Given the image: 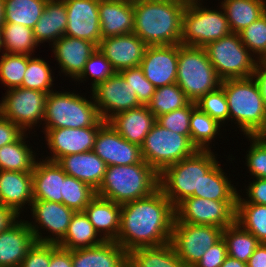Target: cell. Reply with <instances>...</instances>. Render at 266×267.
<instances>
[{
  "label": "cell",
  "instance_id": "1",
  "mask_svg": "<svg viewBox=\"0 0 266 267\" xmlns=\"http://www.w3.org/2000/svg\"><path fill=\"white\" fill-rule=\"evenodd\" d=\"M175 207L158 188L150 196L121 204L119 235L115 240L127 253L140 247L170 242Z\"/></svg>",
  "mask_w": 266,
  "mask_h": 267
},
{
  "label": "cell",
  "instance_id": "2",
  "mask_svg": "<svg viewBox=\"0 0 266 267\" xmlns=\"http://www.w3.org/2000/svg\"><path fill=\"white\" fill-rule=\"evenodd\" d=\"M188 0H133L134 31L147 46L180 44Z\"/></svg>",
  "mask_w": 266,
  "mask_h": 267
},
{
  "label": "cell",
  "instance_id": "3",
  "mask_svg": "<svg viewBox=\"0 0 266 267\" xmlns=\"http://www.w3.org/2000/svg\"><path fill=\"white\" fill-rule=\"evenodd\" d=\"M159 188V174L145 161L106 168L96 195L124 204L150 196Z\"/></svg>",
  "mask_w": 266,
  "mask_h": 267
},
{
  "label": "cell",
  "instance_id": "4",
  "mask_svg": "<svg viewBox=\"0 0 266 267\" xmlns=\"http://www.w3.org/2000/svg\"><path fill=\"white\" fill-rule=\"evenodd\" d=\"M221 87L228 103L229 120L235 121L245 136H257L265 125L266 110L256 78L226 79Z\"/></svg>",
  "mask_w": 266,
  "mask_h": 267
},
{
  "label": "cell",
  "instance_id": "5",
  "mask_svg": "<svg viewBox=\"0 0 266 267\" xmlns=\"http://www.w3.org/2000/svg\"><path fill=\"white\" fill-rule=\"evenodd\" d=\"M216 158L211 149L197 150L159 174V188L174 207L187 197L200 198L201 179L218 162Z\"/></svg>",
  "mask_w": 266,
  "mask_h": 267
},
{
  "label": "cell",
  "instance_id": "6",
  "mask_svg": "<svg viewBox=\"0 0 266 267\" xmlns=\"http://www.w3.org/2000/svg\"><path fill=\"white\" fill-rule=\"evenodd\" d=\"M71 92L48 93L44 109V129L102 127L103 121L94 103Z\"/></svg>",
  "mask_w": 266,
  "mask_h": 267
},
{
  "label": "cell",
  "instance_id": "7",
  "mask_svg": "<svg viewBox=\"0 0 266 267\" xmlns=\"http://www.w3.org/2000/svg\"><path fill=\"white\" fill-rule=\"evenodd\" d=\"M222 80L217 75L204 47L178 44L176 84L190 102L218 89Z\"/></svg>",
  "mask_w": 266,
  "mask_h": 267
},
{
  "label": "cell",
  "instance_id": "8",
  "mask_svg": "<svg viewBox=\"0 0 266 267\" xmlns=\"http://www.w3.org/2000/svg\"><path fill=\"white\" fill-rule=\"evenodd\" d=\"M200 1L203 0H188L186 4L182 18L181 45L205 47L231 33L223 8L219 6V11L207 9Z\"/></svg>",
  "mask_w": 266,
  "mask_h": 267
},
{
  "label": "cell",
  "instance_id": "9",
  "mask_svg": "<svg viewBox=\"0 0 266 267\" xmlns=\"http://www.w3.org/2000/svg\"><path fill=\"white\" fill-rule=\"evenodd\" d=\"M204 49L222 81L254 76L259 61L242 43L239 34L231 32L208 43Z\"/></svg>",
  "mask_w": 266,
  "mask_h": 267
},
{
  "label": "cell",
  "instance_id": "10",
  "mask_svg": "<svg viewBox=\"0 0 266 267\" xmlns=\"http://www.w3.org/2000/svg\"><path fill=\"white\" fill-rule=\"evenodd\" d=\"M197 150L188 136L172 132L157 122L141 145L143 160L158 174L166 167L193 155Z\"/></svg>",
  "mask_w": 266,
  "mask_h": 267
},
{
  "label": "cell",
  "instance_id": "11",
  "mask_svg": "<svg viewBox=\"0 0 266 267\" xmlns=\"http://www.w3.org/2000/svg\"><path fill=\"white\" fill-rule=\"evenodd\" d=\"M0 100V115L18 125L24 132L44 122L47 95L38 90L18 87L6 90Z\"/></svg>",
  "mask_w": 266,
  "mask_h": 267
},
{
  "label": "cell",
  "instance_id": "12",
  "mask_svg": "<svg viewBox=\"0 0 266 267\" xmlns=\"http://www.w3.org/2000/svg\"><path fill=\"white\" fill-rule=\"evenodd\" d=\"M222 228L213 225L173 222L170 243L187 267H193L205 251L222 238Z\"/></svg>",
  "mask_w": 266,
  "mask_h": 267
},
{
  "label": "cell",
  "instance_id": "13",
  "mask_svg": "<svg viewBox=\"0 0 266 267\" xmlns=\"http://www.w3.org/2000/svg\"><path fill=\"white\" fill-rule=\"evenodd\" d=\"M236 201L187 197L175 207L174 222L213 225L225 229L235 222Z\"/></svg>",
  "mask_w": 266,
  "mask_h": 267
},
{
  "label": "cell",
  "instance_id": "14",
  "mask_svg": "<svg viewBox=\"0 0 266 267\" xmlns=\"http://www.w3.org/2000/svg\"><path fill=\"white\" fill-rule=\"evenodd\" d=\"M30 210L34 222L27 221V223L34 234L36 242L54 244H58L64 238L71 218L75 213L73 209L68 208L63 203L45 200H33ZM40 229H43V231L46 229L50 236L46 235L44 237Z\"/></svg>",
  "mask_w": 266,
  "mask_h": 267
},
{
  "label": "cell",
  "instance_id": "15",
  "mask_svg": "<svg viewBox=\"0 0 266 267\" xmlns=\"http://www.w3.org/2000/svg\"><path fill=\"white\" fill-rule=\"evenodd\" d=\"M92 90V97L103 121H108L119 112L140 107L136 92L130 83L116 73L106 81L98 83Z\"/></svg>",
  "mask_w": 266,
  "mask_h": 267
},
{
  "label": "cell",
  "instance_id": "16",
  "mask_svg": "<svg viewBox=\"0 0 266 267\" xmlns=\"http://www.w3.org/2000/svg\"><path fill=\"white\" fill-rule=\"evenodd\" d=\"M94 153L108 166H126L143 162L141 146L123 138L108 122L95 138Z\"/></svg>",
  "mask_w": 266,
  "mask_h": 267
},
{
  "label": "cell",
  "instance_id": "17",
  "mask_svg": "<svg viewBox=\"0 0 266 267\" xmlns=\"http://www.w3.org/2000/svg\"><path fill=\"white\" fill-rule=\"evenodd\" d=\"M101 127L43 129L45 141L51 156L46 160L56 162L71 154L84 153L94 149L95 138Z\"/></svg>",
  "mask_w": 266,
  "mask_h": 267
},
{
  "label": "cell",
  "instance_id": "18",
  "mask_svg": "<svg viewBox=\"0 0 266 267\" xmlns=\"http://www.w3.org/2000/svg\"><path fill=\"white\" fill-rule=\"evenodd\" d=\"M67 9L65 36L85 39L97 46L102 39L99 0H63Z\"/></svg>",
  "mask_w": 266,
  "mask_h": 267
},
{
  "label": "cell",
  "instance_id": "19",
  "mask_svg": "<svg viewBox=\"0 0 266 267\" xmlns=\"http://www.w3.org/2000/svg\"><path fill=\"white\" fill-rule=\"evenodd\" d=\"M178 44L147 46L140 67L156 87L176 83Z\"/></svg>",
  "mask_w": 266,
  "mask_h": 267
},
{
  "label": "cell",
  "instance_id": "20",
  "mask_svg": "<svg viewBox=\"0 0 266 267\" xmlns=\"http://www.w3.org/2000/svg\"><path fill=\"white\" fill-rule=\"evenodd\" d=\"M97 48L119 73L122 70L140 66L147 45L139 36L130 33L103 38Z\"/></svg>",
  "mask_w": 266,
  "mask_h": 267
},
{
  "label": "cell",
  "instance_id": "21",
  "mask_svg": "<svg viewBox=\"0 0 266 267\" xmlns=\"http://www.w3.org/2000/svg\"><path fill=\"white\" fill-rule=\"evenodd\" d=\"M51 48L57 65L61 67V73L75 80L97 49V45L85 39L62 36L51 45Z\"/></svg>",
  "mask_w": 266,
  "mask_h": 267
},
{
  "label": "cell",
  "instance_id": "22",
  "mask_svg": "<svg viewBox=\"0 0 266 267\" xmlns=\"http://www.w3.org/2000/svg\"><path fill=\"white\" fill-rule=\"evenodd\" d=\"M35 242L25 219L0 232V267H19Z\"/></svg>",
  "mask_w": 266,
  "mask_h": 267
},
{
  "label": "cell",
  "instance_id": "23",
  "mask_svg": "<svg viewBox=\"0 0 266 267\" xmlns=\"http://www.w3.org/2000/svg\"><path fill=\"white\" fill-rule=\"evenodd\" d=\"M102 39L133 33V0H99Z\"/></svg>",
  "mask_w": 266,
  "mask_h": 267
},
{
  "label": "cell",
  "instance_id": "24",
  "mask_svg": "<svg viewBox=\"0 0 266 267\" xmlns=\"http://www.w3.org/2000/svg\"><path fill=\"white\" fill-rule=\"evenodd\" d=\"M32 202V173L0 171V204L13 209L20 216L25 205L28 203L31 207Z\"/></svg>",
  "mask_w": 266,
  "mask_h": 267
},
{
  "label": "cell",
  "instance_id": "25",
  "mask_svg": "<svg viewBox=\"0 0 266 267\" xmlns=\"http://www.w3.org/2000/svg\"><path fill=\"white\" fill-rule=\"evenodd\" d=\"M38 159L32 172L33 200L62 203L63 181L67 174L56 162Z\"/></svg>",
  "mask_w": 266,
  "mask_h": 267
},
{
  "label": "cell",
  "instance_id": "26",
  "mask_svg": "<svg viewBox=\"0 0 266 267\" xmlns=\"http://www.w3.org/2000/svg\"><path fill=\"white\" fill-rule=\"evenodd\" d=\"M107 122L127 141L141 146L156 122V117L147 105H141L119 112Z\"/></svg>",
  "mask_w": 266,
  "mask_h": 267
},
{
  "label": "cell",
  "instance_id": "27",
  "mask_svg": "<svg viewBox=\"0 0 266 267\" xmlns=\"http://www.w3.org/2000/svg\"><path fill=\"white\" fill-rule=\"evenodd\" d=\"M56 163L67 175L90 185L94 190L99 188L107 168L93 150L61 157Z\"/></svg>",
  "mask_w": 266,
  "mask_h": 267
},
{
  "label": "cell",
  "instance_id": "28",
  "mask_svg": "<svg viewBox=\"0 0 266 267\" xmlns=\"http://www.w3.org/2000/svg\"><path fill=\"white\" fill-rule=\"evenodd\" d=\"M128 253L116 241L72 250L73 267H125Z\"/></svg>",
  "mask_w": 266,
  "mask_h": 267
},
{
  "label": "cell",
  "instance_id": "29",
  "mask_svg": "<svg viewBox=\"0 0 266 267\" xmlns=\"http://www.w3.org/2000/svg\"><path fill=\"white\" fill-rule=\"evenodd\" d=\"M89 221L105 241L119 235L121 204L96 195L84 209Z\"/></svg>",
  "mask_w": 266,
  "mask_h": 267
},
{
  "label": "cell",
  "instance_id": "30",
  "mask_svg": "<svg viewBox=\"0 0 266 267\" xmlns=\"http://www.w3.org/2000/svg\"><path fill=\"white\" fill-rule=\"evenodd\" d=\"M67 18L63 0H48L42 16L33 28L36 42L38 44L51 42L49 45H52L60 37L65 36Z\"/></svg>",
  "mask_w": 266,
  "mask_h": 267
},
{
  "label": "cell",
  "instance_id": "31",
  "mask_svg": "<svg viewBox=\"0 0 266 267\" xmlns=\"http://www.w3.org/2000/svg\"><path fill=\"white\" fill-rule=\"evenodd\" d=\"M104 241L85 212L78 211L72 216L66 235L57 245L68 250H76L95 247Z\"/></svg>",
  "mask_w": 266,
  "mask_h": 267
},
{
  "label": "cell",
  "instance_id": "32",
  "mask_svg": "<svg viewBox=\"0 0 266 267\" xmlns=\"http://www.w3.org/2000/svg\"><path fill=\"white\" fill-rule=\"evenodd\" d=\"M231 32L239 33L266 12V0H223Z\"/></svg>",
  "mask_w": 266,
  "mask_h": 267
},
{
  "label": "cell",
  "instance_id": "33",
  "mask_svg": "<svg viewBox=\"0 0 266 267\" xmlns=\"http://www.w3.org/2000/svg\"><path fill=\"white\" fill-rule=\"evenodd\" d=\"M130 267H187L169 242L157 247H140L128 253Z\"/></svg>",
  "mask_w": 266,
  "mask_h": 267
},
{
  "label": "cell",
  "instance_id": "34",
  "mask_svg": "<svg viewBox=\"0 0 266 267\" xmlns=\"http://www.w3.org/2000/svg\"><path fill=\"white\" fill-rule=\"evenodd\" d=\"M26 134L0 148V171L33 172L37 159L35 151L26 144Z\"/></svg>",
  "mask_w": 266,
  "mask_h": 267
},
{
  "label": "cell",
  "instance_id": "35",
  "mask_svg": "<svg viewBox=\"0 0 266 267\" xmlns=\"http://www.w3.org/2000/svg\"><path fill=\"white\" fill-rule=\"evenodd\" d=\"M218 162L211 170L202 177L200 184V198L215 201H236L238 192L236 187L231 184L227 173Z\"/></svg>",
  "mask_w": 266,
  "mask_h": 267
},
{
  "label": "cell",
  "instance_id": "36",
  "mask_svg": "<svg viewBox=\"0 0 266 267\" xmlns=\"http://www.w3.org/2000/svg\"><path fill=\"white\" fill-rule=\"evenodd\" d=\"M222 237L226 242L227 255L245 263L261 243L237 222L223 229Z\"/></svg>",
  "mask_w": 266,
  "mask_h": 267
},
{
  "label": "cell",
  "instance_id": "37",
  "mask_svg": "<svg viewBox=\"0 0 266 267\" xmlns=\"http://www.w3.org/2000/svg\"><path fill=\"white\" fill-rule=\"evenodd\" d=\"M48 0H4V23L34 28Z\"/></svg>",
  "mask_w": 266,
  "mask_h": 267
},
{
  "label": "cell",
  "instance_id": "38",
  "mask_svg": "<svg viewBox=\"0 0 266 267\" xmlns=\"http://www.w3.org/2000/svg\"><path fill=\"white\" fill-rule=\"evenodd\" d=\"M3 51L9 54L32 55L39 44L33 29L16 23H4L2 26Z\"/></svg>",
  "mask_w": 266,
  "mask_h": 267
},
{
  "label": "cell",
  "instance_id": "39",
  "mask_svg": "<svg viewBox=\"0 0 266 267\" xmlns=\"http://www.w3.org/2000/svg\"><path fill=\"white\" fill-rule=\"evenodd\" d=\"M221 125L196 107L190 116V139L198 150L211 149L212 139L220 135ZM218 134V135H217ZM210 146V147H209Z\"/></svg>",
  "mask_w": 266,
  "mask_h": 267
},
{
  "label": "cell",
  "instance_id": "40",
  "mask_svg": "<svg viewBox=\"0 0 266 267\" xmlns=\"http://www.w3.org/2000/svg\"><path fill=\"white\" fill-rule=\"evenodd\" d=\"M235 222L252 233L261 243H266V206L236 203Z\"/></svg>",
  "mask_w": 266,
  "mask_h": 267
},
{
  "label": "cell",
  "instance_id": "41",
  "mask_svg": "<svg viewBox=\"0 0 266 267\" xmlns=\"http://www.w3.org/2000/svg\"><path fill=\"white\" fill-rule=\"evenodd\" d=\"M189 103L190 101L187 99L185 93L176 83H174L156 88L147 107L155 117H158L173 110L185 107Z\"/></svg>",
  "mask_w": 266,
  "mask_h": 267
},
{
  "label": "cell",
  "instance_id": "42",
  "mask_svg": "<svg viewBox=\"0 0 266 267\" xmlns=\"http://www.w3.org/2000/svg\"><path fill=\"white\" fill-rule=\"evenodd\" d=\"M52 75V70L45 60L27 55V69L21 87L48 94L54 90Z\"/></svg>",
  "mask_w": 266,
  "mask_h": 267
},
{
  "label": "cell",
  "instance_id": "43",
  "mask_svg": "<svg viewBox=\"0 0 266 267\" xmlns=\"http://www.w3.org/2000/svg\"><path fill=\"white\" fill-rule=\"evenodd\" d=\"M96 196V190L90 185L66 175L63 181L62 203L75 212L84 211L85 207Z\"/></svg>",
  "mask_w": 266,
  "mask_h": 267
},
{
  "label": "cell",
  "instance_id": "44",
  "mask_svg": "<svg viewBox=\"0 0 266 267\" xmlns=\"http://www.w3.org/2000/svg\"><path fill=\"white\" fill-rule=\"evenodd\" d=\"M0 57V81L5 90L21 87L27 69V55L3 52Z\"/></svg>",
  "mask_w": 266,
  "mask_h": 267
},
{
  "label": "cell",
  "instance_id": "45",
  "mask_svg": "<svg viewBox=\"0 0 266 267\" xmlns=\"http://www.w3.org/2000/svg\"><path fill=\"white\" fill-rule=\"evenodd\" d=\"M238 34L242 43L256 55L258 61L266 59V12Z\"/></svg>",
  "mask_w": 266,
  "mask_h": 267
},
{
  "label": "cell",
  "instance_id": "46",
  "mask_svg": "<svg viewBox=\"0 0 266 267\" xmlns=\"http://www.w3.org/2000/svg\"><path fill=\"white\" fill-rule=\"evenodd\" d=\"M117 72L113 68L111 62L105 55L97 48L95 52L89 57L85 63L84 69L75 81H86L89 76L93 77L91 80L92 87L94 88L98 83L106 81L108 78L115 75Z\"/></svg>",
  "mask_w": 266,
  "mask_h": 267
},
{
  "label": "cell",
  "instance_id": "47",
  "mask_svg": "<svg viewBox=\"0 0 266 267\" xmlns=\"http://www.w3.org/2000/svg\"><path fill=\"white\" fill-rule=\"evenodd\" d=\"M196 105L202 112L207 113L222 126L226 121H229L228 103L221 86L202 96L196 102Z\"/></svg>",
  "mask_w": 266,
  "mask_h": 267
},
{
  "label": "cell",
  "instance_id": "48",
  "mask_svg": "<svg viewBox=\"0 0 266 267\" xmlns=\"http://www.w3.org/2000/svg\"><path fill=\"white\" fill-rule=\"evenodd\" d=\"M196 107V103L190 102L185 107L156 117V122L172 132L186 135L190 138V116Z\"/></svg>",
  "mask_w": 266,
  "mask_h": 267
},
{
  "label": "cell",
  "instance_id": "49",
  "mask_svg": "<svg viewBox=\"0 0 266 267\" xmlns=\"http://www.w3.org/2000/svg\"><path fill=\"white\" fill-rule=\"evenodd\" d=\"M119 74L130 83L141 105H147L151 101L156 87L145 77L140 66L122 70Z\"/></svg>",
  "mask_w": 266,
  "mask_h": 267
},
{
  "label": "cell",
  "instance_id": "50",
  "mask_svg": "<svg viewBox=\"0 0 266 267\" xmlns=\"http://www.w3.org/2000/svg\"><path fill=\"white\" fill-rule=\"evenodd\" d=\"M250 142V149L245 158L251 176L266 179V142L258 136H245Z\"/></svg>",
  "mask_w": 266,
  "mask_h": 267
},
{
  "label": "cell",
  "instance_id": "51",
  "mask_svg": "<svg viewBox=\"0 0 266 267\" xmlns=\"http://www.w3.org/2000/svg\"><path fill=\"white\" fill-rule=\"evenodd\" d=\"M50 257L51 243L35 242L19 267H49Z\"/></svg>",
  "mask_w": 266,
  "mask_h": 267
},
{
  "label": "cell",
  "instance_id": "52",
  "mask_svg": "<svg viewBox=\"0 0 266 267\" xmlns=\"http://www.w3.org/2000/svg\"><path fill=\"white\" fill-rule=\"evenodd\" d=\"M227 256L226 242L222 237L205 251L193 267H220Z\"/></svg>",
  "mask_w": 266,
  "mask_h": 267
},
{
  "label": "cell",
  "instance_id": "53",
  "mask_svg": "<svg viewBox=\"0 0 266 267\" xmlns=\"http://www.w3.org/2000/svg\"><path fill=\"white\" fill-rule=\"evenodd\" d=\"M248 188V189H247ZM246 188V198L238 193L236 203H251L266 206V179L255 178Z\"/></svg>",
  "mask_w": 266,
  "mask_h": 267
},
{
  "label": "cell",
  "instance_id": "54",
  "mask_svg": "<svg viewBox=\"0 0 266 267\" xmlns=\"http://www.w3.org/2000/svg\"><path fill=\"white\" fill-rule=\"evenodd\" d=\"M23 133L18 125L0 115V148L16 141Z\"/></svg>",
  "mask_w": 266,
  "mask_h": 267
},
{
  "label": "cell",
  "instance_id": "55",
  "mask_svg": "<svg viewBox=\"0 0 266 267\" xmlns=\"http://www.w3.org/2000/svg\"><path fill=\"white\" fill-rule=\"evenodd\" d=\"M49 267H73L72 250H68L51 243V257Z\"/></svg>",
  "mask_w": 266,
  "mask_h": 267
},
{
  "label": "cell",
  "instance_id": "56",
  "mask_svg": "<svg viewBox=\"0 0 266 267\" xmlns=\"http://www.w3.org/2000/svg\"><path fill=\"white\" fill-rule=\"evenodd\" d=\"M19 217L20 216L13 209L0 204V232L9 229L20 219Z\"/></svg>",
  "mask_w": 266,
  "mask_h": 267
},
{
  "label": "cell",
  "instance_id": "57",
  "mask_svg": "<svg viewBox=\"0 0 266 267\" xmlns=\"http://www.w3.org/2000/svg\"><path fill=\"white\" fill-rule=\"evenodd\" d=\"M247 267H266V243H260L250 256Z\"/></svg>",
  "mask_w": 266,
  "mask_h": 267
},
{
  "label": "cell",
  "instance_id": "58",
  "mask_svg": "<svg viewBox=\"0 0 266 267\" xmlns=\"http://www.w3.org/2000/svg\"><path fill=\"white\" fill-rule=\"evenodd\" d=\"M254 77L259 83L261 92L263 94L264 106L266 110V64L263 61H259L256 65Z\"/></svg>",
  "mask_w": 266,
  "mask_h": 267
},
{
  "label": "cell",
  "instance_id": "59",
  "mask_svg": "<svg viewBox=\"0 0 266 267\" xmlns=\"http://www.w3.org/2000/svg\"><path fill=\"white\" fill-rule=\"evenodd\" d=\"M220 267H247V263L227 256Z\"/></svg>",
  "mask_w": 266,
  "mask_h": 267
},
{
  "label": "cell",
  "instance_id": "60",
  "mask_svg": "<svg viewBox=\"0 0 266 267\" xmlns=\"http://www.w3.org/2000/svg\"><path fill=\"white\" fill-rule=\"evenodd\" d=\"M4 24V0H0V26Z\"/></svg>",
  "mask_w": 266,
  "mask_h": 267
},
{
  "label": "cell",
  "instance_id": "61",
  "mask_svg": "<svg viewBox=\"0 0 266 267\" xmlns=\"http://www.w3.org/2000/svg\"><path fill=\"white\" fill-rule=\"evenodd\" d=\"M257 136L261 140H263L264 142H266V122H265V125H264L263 129L259 132V134Z\"/></svg>",
  "mask_w": 266,
  "mask_h": 267
},
{
  "label": "cell",
  "instance_id": "62",
  "mask_svg": "<svg viewBox=\"0 0 266 267\" xmlns=\"http://www.w3.org/2000/svg\"><path fill=\"white\" fill-rule=\"evenodd\" d=\"M3 48L2 27L0 26V52Z\"/></svg>",
  "mask_w": 266,
  "mask_h": 267
}]
</instances>
